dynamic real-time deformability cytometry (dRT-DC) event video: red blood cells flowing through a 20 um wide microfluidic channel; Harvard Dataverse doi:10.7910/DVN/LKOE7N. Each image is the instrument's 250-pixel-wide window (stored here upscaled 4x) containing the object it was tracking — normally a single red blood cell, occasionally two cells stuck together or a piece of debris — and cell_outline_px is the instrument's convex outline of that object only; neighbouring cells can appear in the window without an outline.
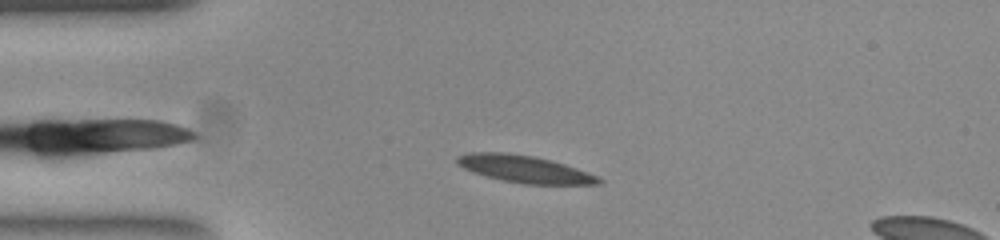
{"species": "common noctule bat (a hibernating species)", "species_latin": "Nyctalus noctula", "temperature_condition": "room temperature", "stored_images_in_passage": 36, "camera_frame_rate_fps": 3000, "um_per_image_px": 0.085, "animal": {"sex": "female", "body_mass_g": 23.0, "forearm_length_mm": 53.4}, "frame": {"image": 1, "passage_image": 8, "time_ms": 2.333, "image_size_px": [1000, 240], "cell_outline_px": [[600, 180], [584, 184], [536, 184], [508, 180], [492, 176], [468, 168], [460, 164], [456, 160], [460, 156], [480, 152], [492, 152], [528, 156], [560, 164], [572, 168], [592, 176]], "centroid_in_image_um": [44.53, 14.36], "position_along_channel_um": 40.5, "area_um2": 19.77}}
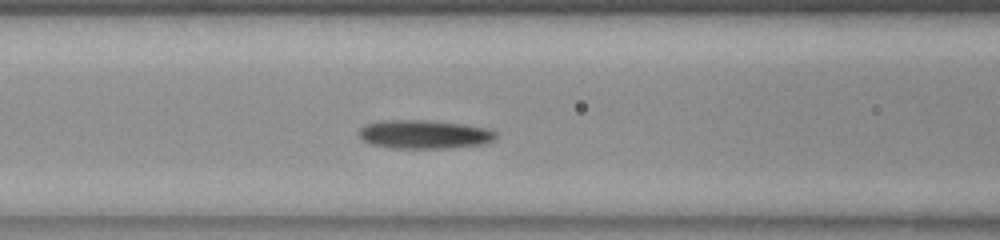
{"frame": {"image": 2, "passage_image": 17, "time_ms": 5.333, "image_size_px": [1000, 240], "cell_outline_px": [[492, 136], [488, 140], [476, 144], [436, 148], [396, 148], [376, 144], [360, 136], [360, 132], [368, 124], [392, 120], [416, 120], [456, 124], [480, 128], [492, 132]], "centroid_in_image_um": [35.95, 11.42], "position_along_channel_um": 130.6, "area_um2": 20.81}}
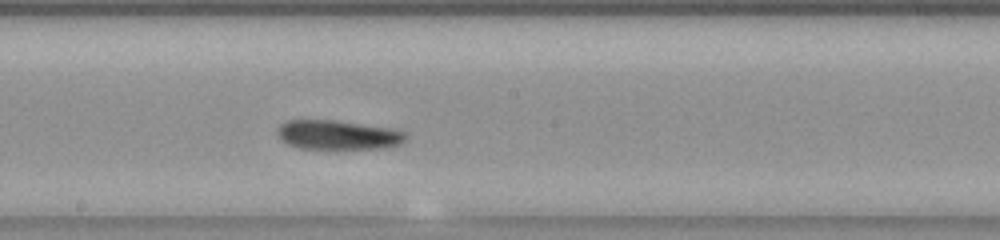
{"frame": {"image": 3, "passage_image": 24, "time_ms": 7.667, "image_size_px": [1000, 240], "cell_outline_px": [[400, 140], [392, 144], [368, 148], [308, 148], [292, 144], [284, 140], [280, 132], [280, 128], [288, 120], [332, 120], [400, 132]], "centroid_in_image_um": [28.54, 11.45], "position_along_channel_um": 219.7, "area_um2": 19.48}, "authors_computed_cell_mechanics": {"area_um2": 19.5653, "velocity_mm_per_s": 3.8263, "shape_relaxation_time_tau1_ms": 1.8032, "shape_relaxation_time_tau2_ms": 7.0561, "deformation_change_tau1": 0.0739, "deformation_change_tau2": 0.1036}}